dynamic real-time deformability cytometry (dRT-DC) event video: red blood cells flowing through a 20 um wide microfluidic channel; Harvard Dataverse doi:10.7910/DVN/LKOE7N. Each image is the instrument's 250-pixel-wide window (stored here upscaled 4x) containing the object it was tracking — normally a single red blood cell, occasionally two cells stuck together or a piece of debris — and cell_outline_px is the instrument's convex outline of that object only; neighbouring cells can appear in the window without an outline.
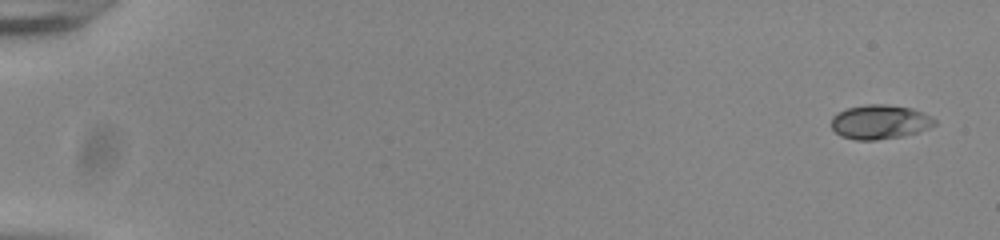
{"species": "common noctule bat (a hibernating species)", "species_latin": "Nyctalus noctula", "temperature_condition": "room temperature", "stored_images_in_passage": 53, "camera_frame_rate_fps": 3000, "um_per_image_px": 0.085, "animal": {"sex": "male", "body_mass_g": 20.0, "forearm_length_mm": 53.3}, "frame": {"image": 1, "passage_image": 1, "time_ms": 0.0, "image_size_px": [1000, 240], "cell_outline_px": [[936, 124], [928, 128], [916, 132], [900, 136], [876, 140], [856, 140], [840, 136], [832, 128], [832, 116], [836, 112], [848, 108], [868, 104], [884, 104], [912, 108], [932, 116], [936, 120]], "centroid_in_image_um": [74.77, 10.36], "position_along_channel_um": 10.2, "area_um2": 20.58}}
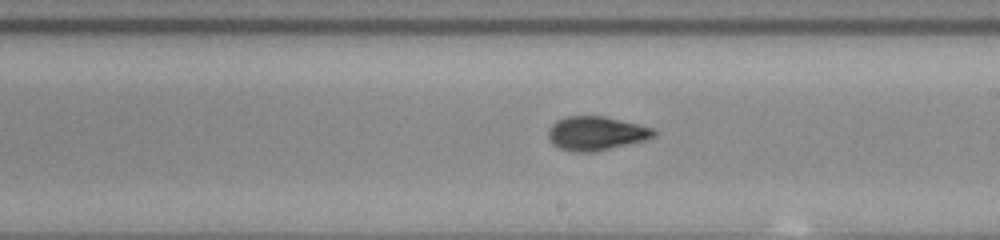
{"frame": {"image": 2, "passage_image": 32, "time_ms": 10.333, "image_size_px": [1000, 240], "cell_outline_px": [[660, 132], [656, 136], [644, 140], [592, 152], [576, 152], [560, 148], [552, 144], [548, 136], [548, 128], [556, 120], [568, 116], [604, 116], [652, 128]], "centroid_in_image_um": [50.65, 11.33], "position_along_channel_um": 238.3, "area_um2": 20.69}}
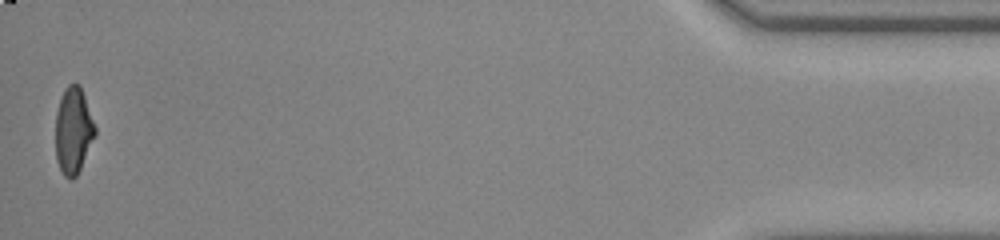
{"frame": {"image": 3, "passage_image": 53, "time_ms": 17.333, "image_size_px": [1000, 240], "cell_outline_px": [[96, 136], [76, 176], [72, 180], [64, 176], [56, 160], [56, 112], [64, 88], [68, 84], [80, 84], [96, 128]], "centroid_in_image_um": [6.24, 11.1], "position_along_channel_um": 429.0, "area_um2": 19.88}, "authors_computed_cell_mechanics": {"area_um2": 20.4612, "velocity_mm_per_s": 3.8836, "shape_relaxation_time_tau1_ms": 5.0095, "shape_relaxation_time_tau2_ms": 1.2641, "deformation_change_tau1": 0.1955, "deformation_change_tau2": 0.0591}}